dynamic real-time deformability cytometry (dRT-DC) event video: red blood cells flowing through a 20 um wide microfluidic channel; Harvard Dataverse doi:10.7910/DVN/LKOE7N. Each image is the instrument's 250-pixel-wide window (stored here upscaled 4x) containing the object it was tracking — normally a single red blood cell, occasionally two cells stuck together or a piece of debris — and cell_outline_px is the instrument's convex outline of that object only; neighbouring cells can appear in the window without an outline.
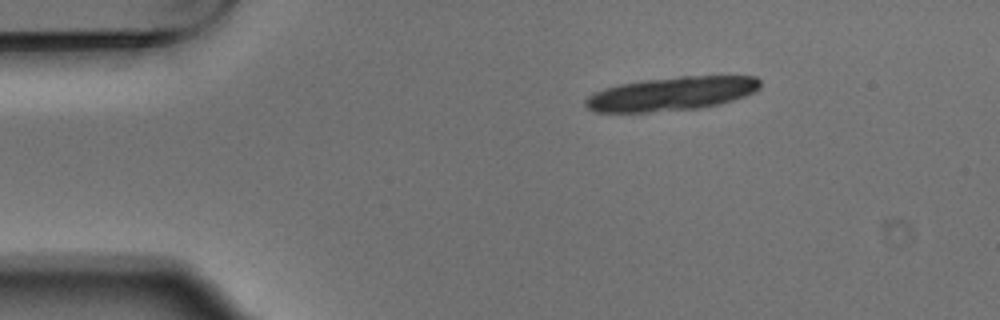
{"species": "Egyptian fruit bat (a non-hibernating species)", "species_latin": "Rousettus aegyptiacus", "temperature_condition": "warm", "stored_images_in_passage": 2, "camera_frame_rate_fps": 3000, "um_per_image_px": 0.085, "animal": {"sex": "male"}, "frame": {"image": 1, "passage_image": 1, "time_ms": 0.0, "image_size_px": [1000, 320], "cell_outline_px": [[760, 88], [744, 96], [720, 104], [700, 108], [648, 112], [596, 112], [588, 108], [584, 104], [584, 100], [588, 96], [604, 88], [620, 84], [644, 80], [680, 76], [756, 76], [760, 80]], "centroid_in_image_um": [57.07, 7.97], "position_along_channel_um": 27.9, "area_um2": 34.22}}